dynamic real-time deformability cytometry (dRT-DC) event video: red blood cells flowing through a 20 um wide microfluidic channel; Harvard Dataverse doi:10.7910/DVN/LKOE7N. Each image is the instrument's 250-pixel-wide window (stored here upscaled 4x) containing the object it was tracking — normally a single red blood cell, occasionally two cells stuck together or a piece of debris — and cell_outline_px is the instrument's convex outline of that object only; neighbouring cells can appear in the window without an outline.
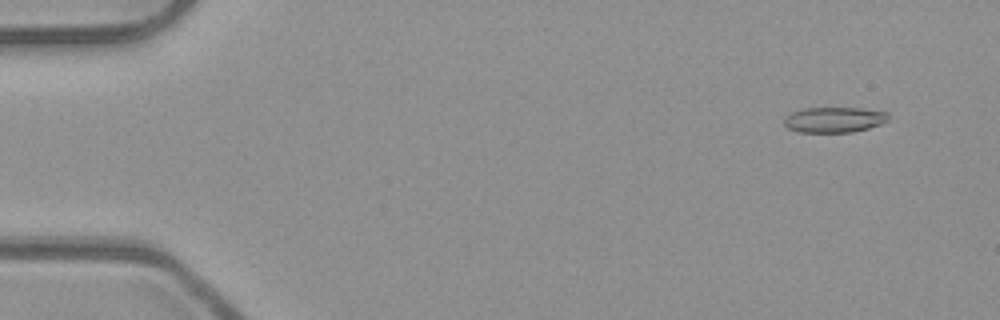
{"species": "common noctule bat (a hibernating species)", "species_latin": "Nyctalus noctula", "temperature_condition": "room temperature", "stored_images_in_passage": 53, "camera_frame_rate_fps": 3000, "um_per_image_px": 0.085, "animal": {"sex": "male", "body_mass_g": 23.1, "forearm_length_mm": 52.7}, "frame": {"image": 1, "passage_image": 5, "time_ms": 1.333, "image_size_px": [1000, 320], "cell_outline_px": [[888, 120], [880, 124], [868, 128], [852, 132], [800, 132], [788, 128], [784, 124], [784, 116], [788, 112], [804, 108], [860, 108], [888, 112]], "centroid_in_image_um": [70.86, 10.17], "position_along_channel_um": 14.1, "area_um2": 15.55}}
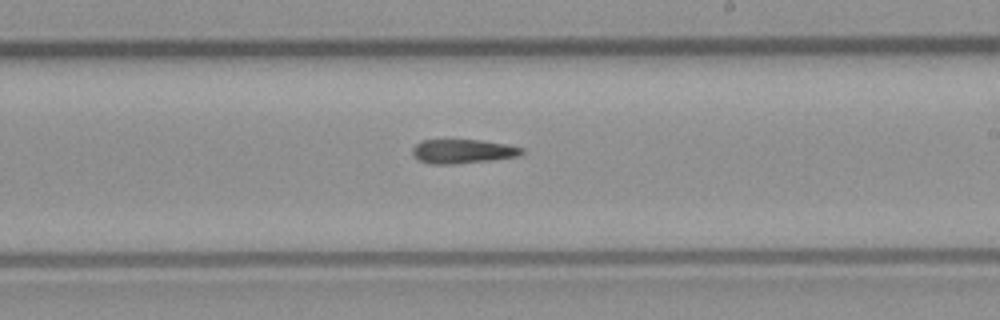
{"frame": {"image": 2, "passage_image": 32, "time_ms": 10.333, "image_size_px": [1000, 320], "cell_outline_px": [[524, 152], [520, 156], [488, 160], [448, 164], [432, 164], [420, 160], [412, 152], [412, 148], [416, 144], [424, 140], [484, 140], [508, 144], [524, 148]], "centroid_in_image_um": [39.39, 12.85], "position_along_channel_um": 249.6, "area_um2": 15.2}}
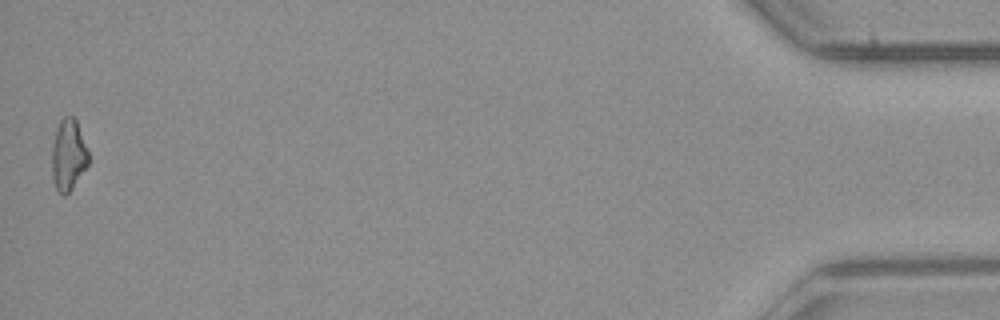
{"frame": {"image": 3, "passage_image": 53, "time_ms": 17.333, "image_size_px": [1000, 320], "cell_outline_px": [[88, 164], [72, 188], [64, 196], [56, 188], [52, 176], [52, 148], [56, 128], [60, 120], [64, 116], [72, 116], [76, 120], [88, 152]], "centroid_in_image_um": [5.79, 13.16], "position_along_channel_um": 429.4, "area_um2": 14.91}}